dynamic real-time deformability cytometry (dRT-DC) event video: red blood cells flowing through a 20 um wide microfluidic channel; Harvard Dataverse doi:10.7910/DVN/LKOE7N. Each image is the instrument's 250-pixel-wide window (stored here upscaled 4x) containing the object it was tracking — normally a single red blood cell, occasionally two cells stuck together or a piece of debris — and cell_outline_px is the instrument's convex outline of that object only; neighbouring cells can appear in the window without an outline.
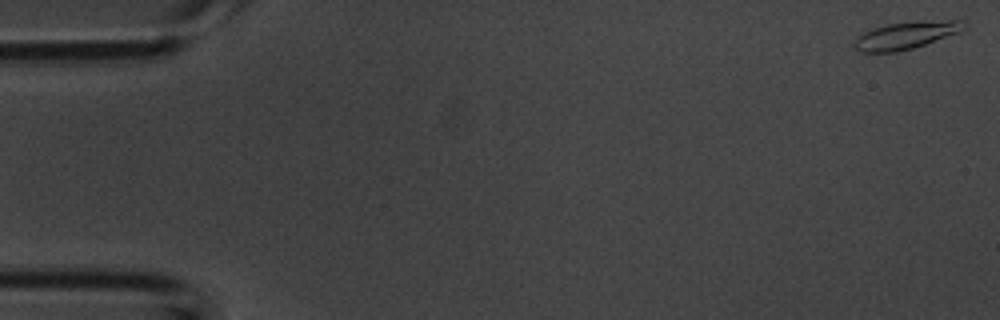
{"species": "common noctule bat (a hibernating species)", "species_latin": "Nyctalus noctula", "temperature_condition": "room temperature", "stored_images_in_passage": 54, "camera_frame_rate_fps": 3000, "um_per_image_px": 0.085, "animal": {"sex": "male", "body_mass_g": 20.1, "forearm_length_mm": 53.5}, "frame": {"image": 1, "passage_image": 1, "time_ms": 0.0, "image_size_px": [1000, 320], "cell_outline_px": [[968, 28], [960, 32], [912, 48], [896, 52], [860, 52], [852, 44], [856, 36], [872, 28], [888, 24], [916, 20], [960, 20], [968, 24]], "centroid_in_image_um": [77.02, 2.98], "position_along_channel_um": 8.0, "area_um2": 17.74}}
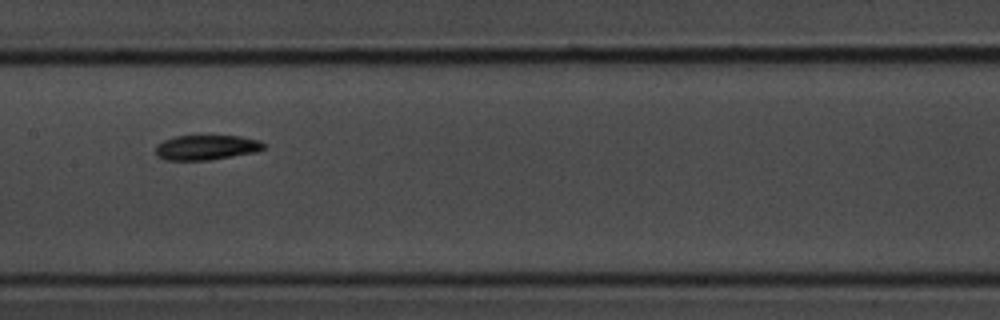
{"frame": {"image": 2, "passage_image": 27, "time_ms": 8.667, "image_size_px": [1000, 320], "cell_outline_px": [[264, 148], [256, 152], [208, 160], [164, 160], [156, 156], [156, 144], [164, 140], [176, 136], [240, 136], [260, 140], [264, 144]], "centroid_in_image_um": [17.52, 12.53], "position_along_channel_um": 189.9, "area_um2": 15.66}}
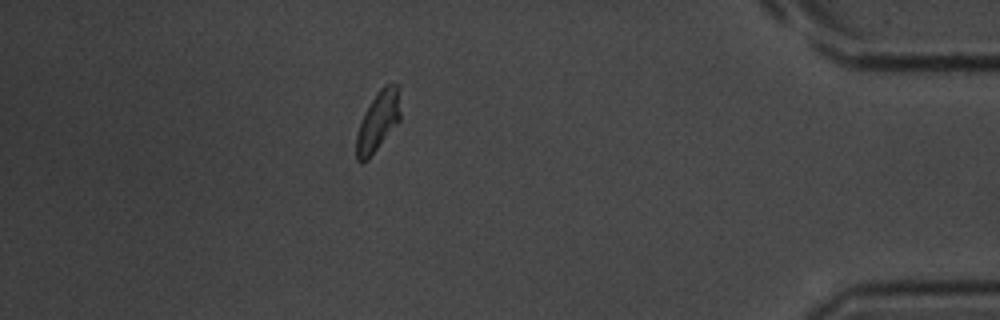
{"frame": {"image": 3, "passage_image": 48, "time_ms": 15.667, "image_size_px": [1000, 320], "cell_outline_px": [[400, 120], [368, 160], [360, 164], [356, 160], [356, 136], [364, 112], [380, 88], [384, 84], [400, 84]], "centroid_in_image_um": [32.14, 10.3], "position_along_channel_um": 403.1, "area_um2": 15.49}, "authors_computed_cell_mechanics": {"area_um2": 15.8372, "velocity_mm_per_s": 3.6857, "shape_relaxation_time_tau1_ms": 3.6204, "shape_relaxation_time_tau2_ms": 10.4472, "deformation_change_tau1": 0.1377, "deformation_change_tau2": 0.1311}}